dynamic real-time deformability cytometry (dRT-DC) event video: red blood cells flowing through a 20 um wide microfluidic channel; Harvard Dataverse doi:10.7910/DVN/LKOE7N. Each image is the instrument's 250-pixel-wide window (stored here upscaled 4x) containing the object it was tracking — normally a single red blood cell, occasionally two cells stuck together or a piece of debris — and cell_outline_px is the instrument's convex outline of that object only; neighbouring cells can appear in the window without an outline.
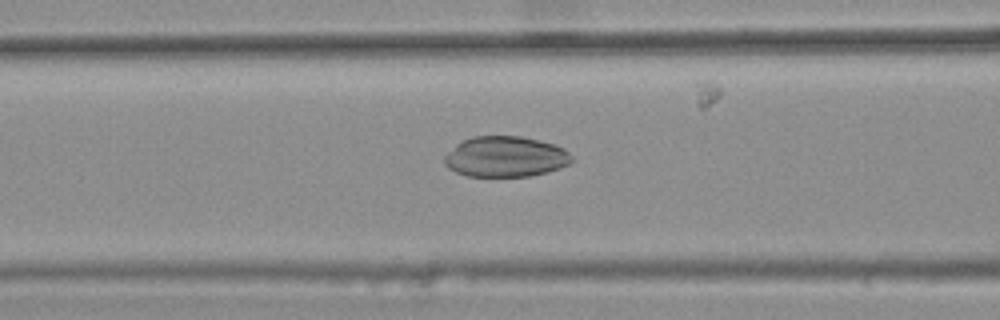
{"species": "common noctule bat (a hibernating species)", "species_latin": "Nyctalus noctula", "temperature_condition": "warm", "stored_images_in_passage": 37, "camera_frame_rate_fps": 3000, "um_per_image_px": 0.085, "animal": {"sex": "female", "body_mass_g": 25.1}, "frame": {"image": 1, "passage_image": 21, "time_ms": 6.667, "image_size_px": [1000, 320], "cell_outline_px": [[572, 160], [568, 164], [560, 168], [548, 172], [528, 176], [468, 176], [456, 172], [448, 168], [444, 164], [444, 156], [460, 140], [472, 136], [520, 136], [552, 144], [564, 148], [572, 156]], "centroid_in_image_um": [42.93, 13.32], "position_along_channel_um": 123.7, "area_um2": 30.11}}
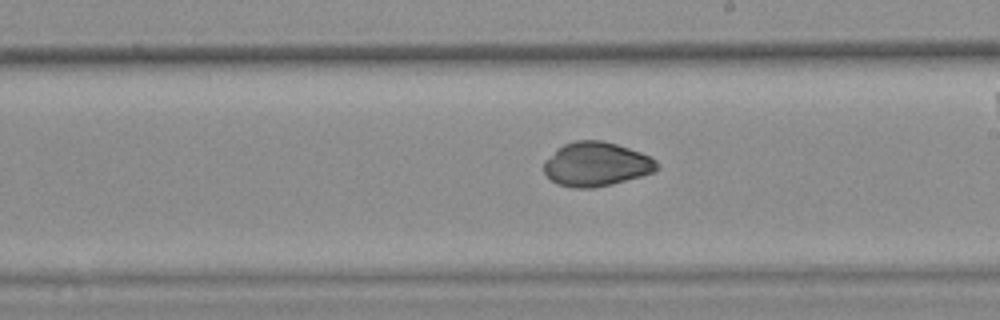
{"frame": {"image": 2, "passage_image": 30, "time_ms": 9.667, "image_size_px": [1000, 320], "cell_outline_px": [[660, 168], [652, 172], [640, 176], [612, 184], [592, 188], [572, 188], [556, 184], [544, 172], [544, 160], [556, 148], [564, 144], [576, 140], [604, 140], [640, 152], [656, 160]], "centroid_in_image_um": [50.65, 13.95], "position_along_channel_um": 238.4, "area_um2": 29.13}}
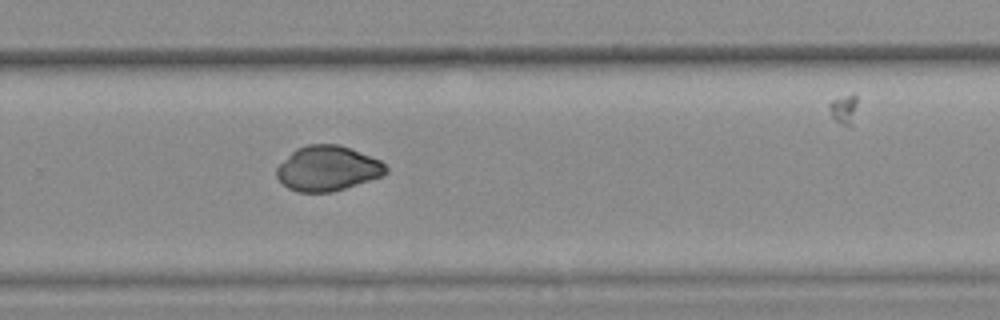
{"frame": {"image": 3, "passage_image": 35, "time_ms": 11.333, "image_size_px": [1000, 320], "cell_outline_px": [[388, 172], [384, 176], [332, 192], [300, 192], [288, 188], [276, 176], [276, 168], [296, 148], [308, 144], [340, 144], [380, 160], [388, 168]], "centroid_in_image_um": [27.87, 14.31], "position_along_channel_um": 301.9, "area_um2": 28.61}}